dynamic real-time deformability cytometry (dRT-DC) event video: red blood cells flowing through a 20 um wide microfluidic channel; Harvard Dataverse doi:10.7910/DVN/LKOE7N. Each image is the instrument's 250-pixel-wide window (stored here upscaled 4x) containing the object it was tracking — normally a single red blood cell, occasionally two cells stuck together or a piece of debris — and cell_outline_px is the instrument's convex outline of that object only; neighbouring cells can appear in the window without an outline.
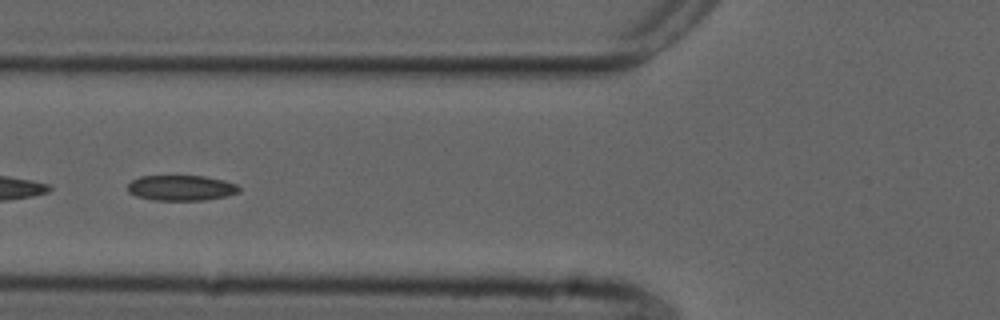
{"species": "common noctule bat (a hibernating species)", "species_latin": "Nyctalus noctula", "temperature_condition": "cold", "stored_images_in_passage": 53, "camera_frame_rate_fps": 3000, "um_per_image_px": 0.085, "animal": {"sex": "male", "forearm_length_mm": 52.5}, "frame": {"image": 1, "passage_image": 21, "time_ms": 6.667, "image_size_px": [1000, 320], "cell_outline_px": [[240, 192], [228, 196], [204, 200], [152, 200], [136, 196], [128, 192], [128, 184], [132, 180], [140, 176], [204, 176], [224, 180], [236, 184], [240, 188]], "centroid_in_image_um": [15.41, 15.97], "position_along_channel_um": 110.4, "area_um2": 16.59}}
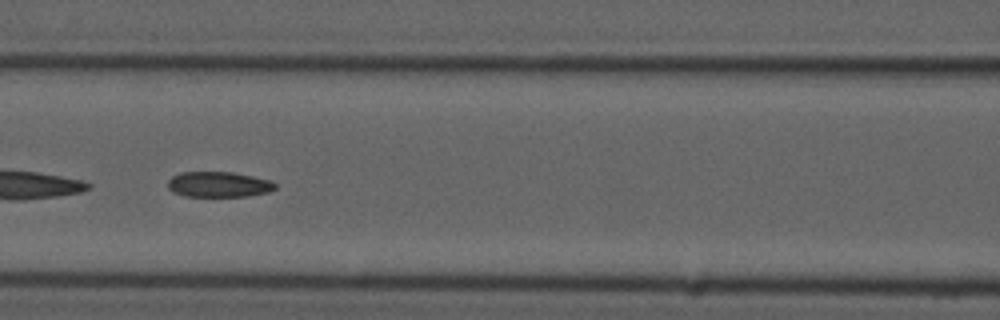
{"frame": {"image": 2, "passage_image": 24, "time_ms": 7.667, "image_size_px": [1000, 320], "cell_outline_px": [[276, 188], [268, 192], [248, 196], [184, 196], [172, 192], [168, 188], [168, 180], [172, 176], [180, 172], [232, 172], [252, 176], [268, 180], [276, 184]], "centroid_in_image_um": [18.55, 15.67], "position_along_channel_um": 148.1, "area_um2": 15.9}}
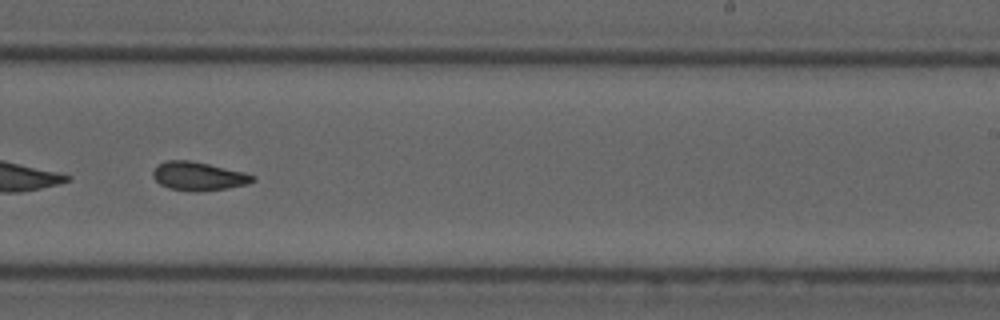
{"frame": {"image": 3, "passage_image": 34, "time_ms": 11.0, "image_size_px": [1000, 320], "cell_outline_px": [[256, 180], [248, 184], [228, 188], [196, 192], [168, 188], [160, 184], [152, 176], [152, 172], [164, 160], [188, 160], [208, 164], [244, 172], [256, 176]], "centroid_in_image_um": [16.89, 14.98], "position_along_channel_um": 272.1, "area_um2": 16.59}, "authors_computed_cell_mechanics": {"area_um2": 16.762, "velocity_mm_per_s": 3.7437, "shape_relaxation_time_tau1_ms": null, "shape_relaxation_time_tau2_ms": 3.0933, "deformation_change_tau1": null, "deformation_change_tau2": 0.0893}}